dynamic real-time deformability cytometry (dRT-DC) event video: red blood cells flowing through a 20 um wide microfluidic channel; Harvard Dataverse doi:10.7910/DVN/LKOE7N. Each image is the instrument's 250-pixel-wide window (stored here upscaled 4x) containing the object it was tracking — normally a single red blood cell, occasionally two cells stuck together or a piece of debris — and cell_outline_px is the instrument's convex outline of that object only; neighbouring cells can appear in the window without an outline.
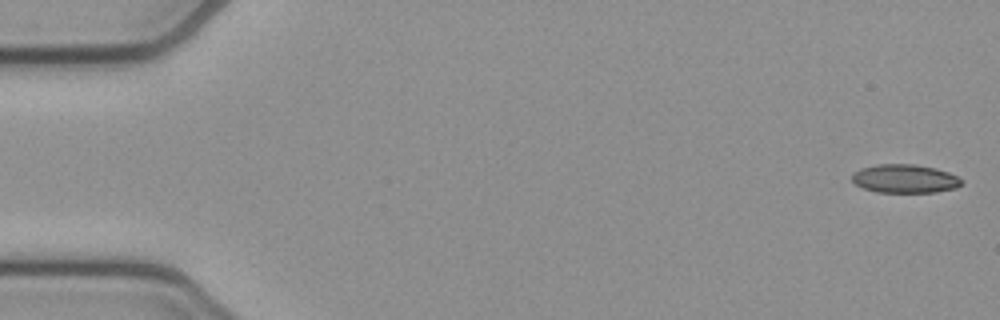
{"species": "common noctule bat (a hibernating species)", "species_latin": "Nyctalus noctula", "temperature_condition": "cold", "stored_images_in_passage": 50, "camera_frame_rate_fps": 3000, "um_per_image_px": 0.085, "animal": {"sex": "female", "body_mass_g": 21.9}, "frame": {"image": 1, "passage_image": 1, "time_ms": 0.0, "image_size_px": [1000, 320], "cell_outline_px": [[964, 184], [956, 188], [936, 192], [876, 192], [864, 188], [856, 184], [852, 180], [852, 176], [856, 172], [864, 168], [876, 164], [912, 164], [936, 168], [948, 172], [964, 180]], "centroid_in_image_um": [76.97, 15.19], "position_along_channel_um": 8.0, "area_um2": 18.15}}
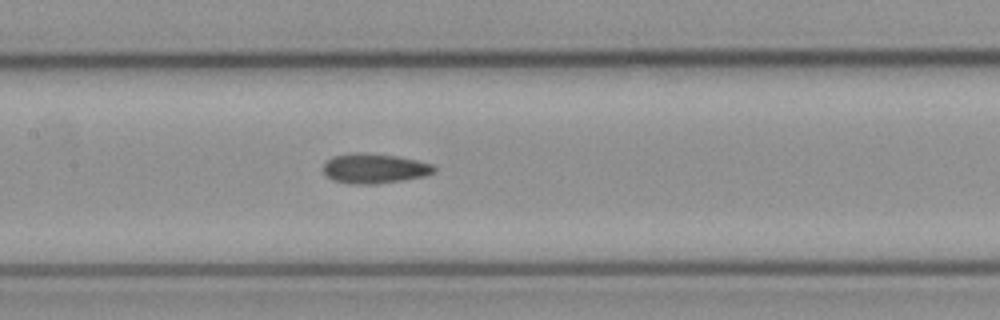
{"frame": {"image": 2, "passage_image": 25, "time_ms": 8.0, "image_size_px": [1000, 320], "cell_outline_px": [[436, 172], [424, 176], [376, 184], [352, 184], [332, 180], [324, 172], [324, 164], [332, 156], [356, 152], [364, 152], [396, 156], [416, 160], [432, 164], [436, 168]], "centroid_in_image_um": [31.82, 14.31], "position_along_channel_um": 175.6, "area_um2": 19.19}}
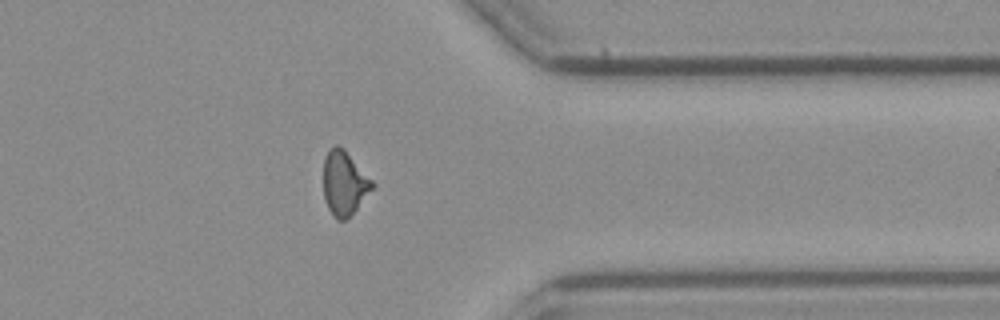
{"frame": {"image": 3, "passage_image": 42, "time_ms": 13.667, "image_size_px": [1000, 320], "cell_outline_px": [[376, 184], [356, 208], [344, 220], [336, 220], [328, 208], [324, 196], [324, 156], [328, 148], [336, 144], [340, 144], [344, 148]], "centroid_in_image_um": [29.25, 15.51], "position_along_channel_um": 382.2, "area_um2": 18.21}}